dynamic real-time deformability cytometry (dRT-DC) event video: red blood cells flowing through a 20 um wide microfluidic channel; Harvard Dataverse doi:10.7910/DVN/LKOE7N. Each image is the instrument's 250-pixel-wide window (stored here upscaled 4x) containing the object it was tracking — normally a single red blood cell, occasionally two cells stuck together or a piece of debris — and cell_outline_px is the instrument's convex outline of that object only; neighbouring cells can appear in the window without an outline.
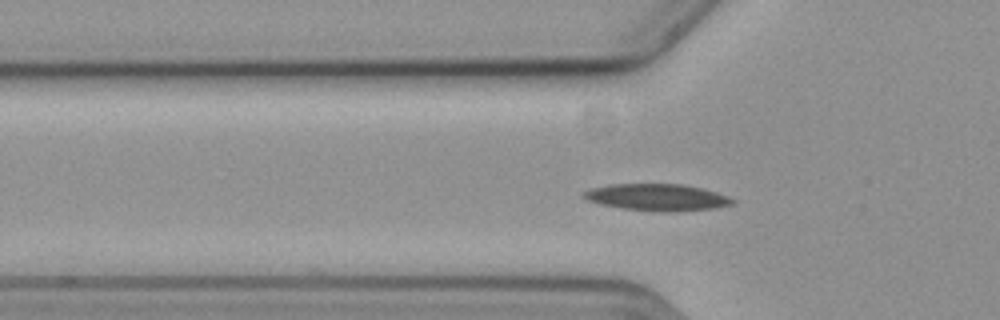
{"species": "common noctule bat (a hibernating species)", "species_latin": "Nyctalus noctula", "temperature_condition": "cold", "stored_images_in_passage": 44, "camera_frame_rate_fps": 3000, "um_per_image_px": 0.085, "animal": {"sex": "female", "body_mass_g": 19.3, "forearm_length_mm": 54.1}, "frame": {"image": 1, "passage_image": 4, "time_ms": 1.0, "image_size_px": [1000, 320], "cell_outline_px": [[736, 200], [732, 204], [712, 208], [668, 212], [664, 212], [624, 208], [600, 204], [588, 200], [580, 196], [584, 192], [592, 188], [612, 184], [680, 184], [700, 188], [716, 192], [728, 196]], "centroid_in_image_um": [55.84, 16.77], "position_along_channel_um": 70.0, "area_um2": 22.89}}
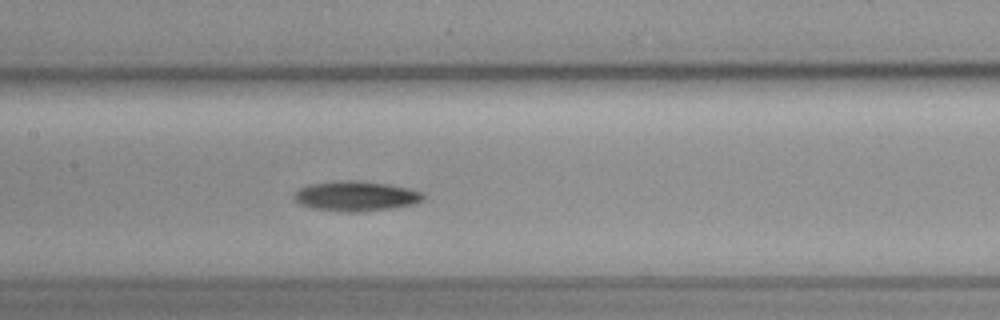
{"frame": {"image": 2, "passage_image": 13, "time_ms": 4.0, "image_size_px": [1000, 320], "cell_outline_px": [[424, 200], [416, 204], [392, 208], [360, 212], [340, 212], [312, 208], [300, 204], [292, 200], [292, 192], [308, 184], [336, 180], [360, 180], [388, 184], [408, 188], [420, 192], [424, 196]], "centroid_in_image_um": [30.19, 16.67], "position_along_channel_um": 177.2, "area_um2": 23.06}}
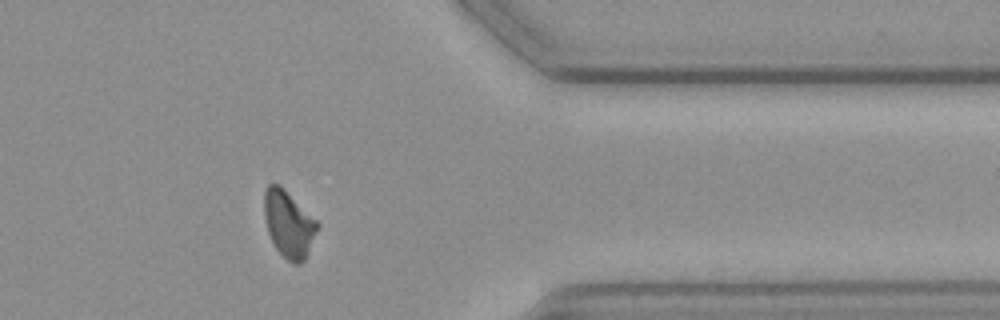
{"frame": {"image": 3, "passage_image": 32, "time_ms": 10.333, "image_size_px": [1000, 320], "cell_outline_px": [[320, 224], [308, 252], [304, 260], [300, 264], [292, 264], [272, 244], [268, 232], [264, 216], [264, 192], [268, 184], [280, 184]], "centroid_in_image_um": [24.52, 19.04], "position_along_channel_um": 386.9, "area_um2": 20.58}}